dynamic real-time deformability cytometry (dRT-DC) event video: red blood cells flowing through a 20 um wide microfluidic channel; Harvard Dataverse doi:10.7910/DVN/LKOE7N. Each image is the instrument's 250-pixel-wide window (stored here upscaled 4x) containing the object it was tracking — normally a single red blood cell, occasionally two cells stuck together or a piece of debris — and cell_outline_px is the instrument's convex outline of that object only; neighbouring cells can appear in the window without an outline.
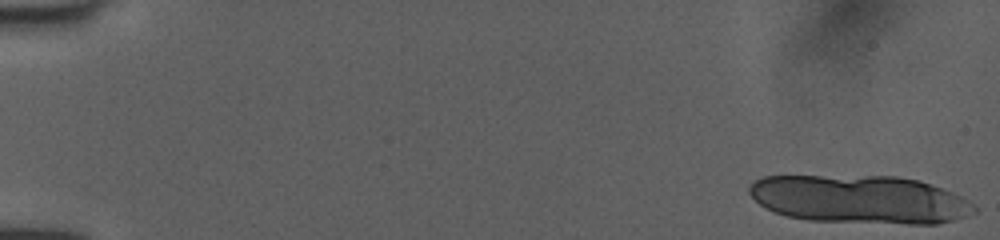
{"species": "human", "species_latin": "Homo sapiens", "temperature_condition": "room temperature", "stored_images_in_passage": 15, "camera_frame_rate_fps": 3000, "um_per_image_px": 0.085, "donor": {"sex": "female"}, "frame": {"image": 1, "passage_image": 1, "time_ms": 0.0, "image_size_px": [1000, 240], "cell_outline_px": [[976, 212], [968, 216], [936, 224], [908, 224], [808, 220], [788, 216], [772, 212], [760, 204], [748, 192], [748, 188], [756, 180], [764, 176], [896, 176], [920, 180], [952, 192], [960, 196], [972, 204], [976, 208]], "centroid_in_image_um": [73.09, 16.95], "position_along_channel_um": 11.9, "area_um2": 63.23}}